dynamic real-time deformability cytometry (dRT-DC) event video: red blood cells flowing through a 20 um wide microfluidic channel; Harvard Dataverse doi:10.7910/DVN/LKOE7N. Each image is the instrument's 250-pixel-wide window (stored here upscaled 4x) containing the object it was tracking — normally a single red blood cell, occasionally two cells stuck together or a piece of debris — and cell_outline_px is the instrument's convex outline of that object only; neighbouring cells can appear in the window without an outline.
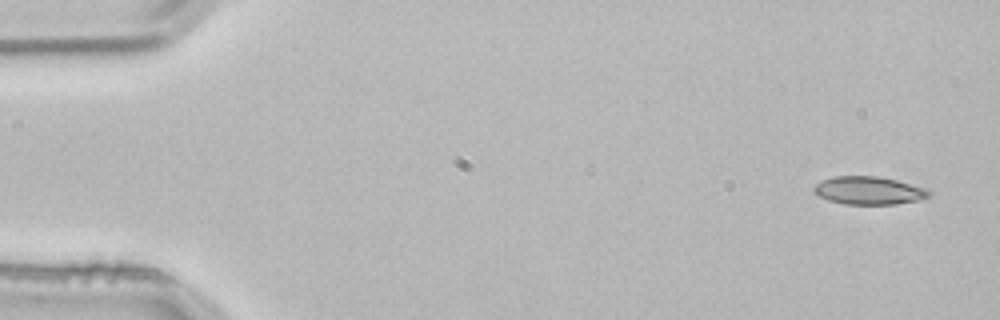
{"species": "common noctule bat (a hibernating species)", "species_latin": "Nyctalus noctula", "temperature_condition": "room temperature", "stored_images_in_passage": 3, "camera_frame_rate_fps": 3000, "um_per_image_px": 0.085, "animal": {"sex": "male", "body_mass_g": 21.5, "forearm_length_mm": 52.0}, "frame": {"image": 1, "passage_image": 1, "time_ms": 0.0, "image_size_px": [1000, 320], "cell_outline_px": [[932, 192], [928, 196], [916, 200], [896, 204], [844, 204], [828, 200], [820, 196], [812, 188], [820, 180], [832, 176], [880, 176], [896, 180], [924, 188]], "centroid_in_image_um": [73.8, 16.18], "position_along_channel_um": 11.2, "area_um2": 18.61}}